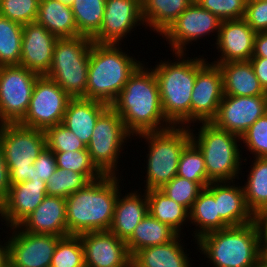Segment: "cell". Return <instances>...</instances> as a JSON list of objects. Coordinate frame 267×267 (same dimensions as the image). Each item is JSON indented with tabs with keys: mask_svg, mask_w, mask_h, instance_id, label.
I'll return each mask as SVG.
<instances>
[{
	"mask_svg": "<svg viewBox=\"0 0 267 267\" xmlns=\"http://www.w3.org/2000/svg\"><path fill=\"white\" fill-rule=\"evenodd\" d=\"M141 63L131 74L117 99L110 105L121 117L132 137L169 129L152 67Z\"/></svg>",
	"mask_w": 267,
	"mask_h": 267,
	"instance_id": "obj_1",
	"label": "cell"
},
{
	"mask_svg": "<svg viewBox=\"0 0 267 267\" xmlns=\"http://www.w3.org/2000/svg\"><path fill=\"white\" fill-rule=\"evenodd\" d=\"M119 178V175H103L66 198L69 235L109 231L120 190Z\"/></svg>",
	"mask_w": 267,
	"mask_h": 267,
	"instance_id": "obj_2",
	"label": "cell"
},
{
	"mask_svg": "<svg viewBox=\"0 0 267 267\" xmlns=\"http://www.w3.org/2000/svg\"><path fill=\"white\" fill-rule=\"evenodd\" d=\"M173 62L161 60L153 67L161 106L172 126L191 127V96L197 71L207 62L203 56L185 57L186 53H172ZM201 57V58H200ZM177 60V61H175ZM175 61V62H174Z\"/></svg>",
	"mask_w": 267,
	"mask_h": 267,
	"instance_id": "obj_3",
	"label": "cell"
},
{
	"mask_svg": "<svg viewBox=\"0 0 267 267\" xmlns=\"http://www.w3.org/2000/svg\"><path fill=\"white\" fill-rule=\"evenodd\" d=\"M195 243L213 267H257L263 262L255 221L207 233Z\"/></svg>",
	"mask_w": 267,
	"mask_h": 267,
	"instance_id": "obj_4",
	"label": "cell"
},
{
	"mask_svg": "<svg viewBox=\"0 0 267 267\" xmlns=\"http://www.w3.org/2000/svg\"><path fill=\"white\" fill-rule=\"evenodd\" d=\"M122 49L119 44L92 43L86 84L87 99L111 105L131 74L144 62Z\"/></svg>",
	"mask_w": 267,
	"mask_h": 267,
	"instance_id": "obj_5",
	"label": "cell"
},
{
	"mask_svg": "<svg viewBox=\"0 0 267 267\" xmlns=\"http://www.w3.org/2000/svg\"><path fill=\"white\" fill-rule=\"evenodd\" d=\"M196 129L198 132L194 133L193 127L190 128L191 141L203 153L207 177L212 182L239 180L244 159L240 154V137L212 122H201Z\"/></svg>",
	"mask_w": 267,
	"mask_h": 267,
	"instance_id": "obj_6",
	"label": "cell"
},
{
	"mask_svg": "<svg viewBox=\"0 0 267 267\" xmlns=\"http://www.w3.org/2000/svg\"><path fill=\"white\" fill-rule=\"evenodd\" d=\"M136 137L144 138L149 148L144 180L146 189L143 190L160 189L177 175L181 153L191 142L190 127L172 126L163 131L142 133Z\"/></svg>",
	"mask_w": 267,
	"mask_h": 267,
	"instance_id": "obj_7",
	"label": "cell"
},
{
	"mask_svg": "<svg viewBox=\"0 0 267 267\" xmlns=\"http://www.w3.org/2000/svg\"><path fill=\"white\" fill-rule=\"evenodd\" d=\"M91 38H58L47 77L55 81L71 98H86Z\"/></svg>",
	"mask_w": 267,
	"mask_h": 267,
	"instance_id": "obj_8",
	"label": "cell"
},
{
	"mask_svg": "<svg viewBox=\"0 0 267 267\" xmlns=\"http://www.w3.org/2000/svg\"><path fill=\"white\" fill-rule=\"evenodd\" d=\"M0 143L10 174V184L31 181L34 160L46 148L45 131L19 123L0 124Z\"/></svg>",
	"mask_w": 267,
	"mask_h": 267,
	"instance_id": "obj_9",
	"label": "cell"
},
{
	"mask_svg": "<svg viewBox=\"0 0 267 267\" xmlns=\"http://www.w3.org/2000/svg\"><path fill=\"white\" fill-rule=\"evenodd\" d=\"M130 136L121 117L111 106L99 116L87 150L91 161L103 175H118V160L125 143L133 139Z\"/></svg>",
	"mask_w": 267,
	"mask_h": 267,
	"instance_id": "obj_10",
	"label": "cell"
},
{
	"mask_svg": "<svg viewBox=\"0 0 267 267\" xmlns=\"http://www.w3.org/2000/svg\"><path fill=\"white\" fill-rule=\"evenodd\" d=\"M39 76L20 65L0 66V124L24 118Z\"/></svg>",
	"mask_w": 267,
	"mask_h": 267,
	"instance_id": "obj_11",
	"label": "cell"
},
{
	"mask_svg": "<svg viewBox=\"0 0 267 267\" xmlns=\"http://www.w3.org/2000/svg\"><path fill=\"white\" fill-rule=\"evenodd\" d=\"M71 97L51 78L39 76L33 87L29 108L19 124L46 130L62 123Z\"/></svg>",
	"mask_w": 267,
	"mask_h": 267,
	"instance_id": "obj_12",
	"label": "cell"
},
{
	"mask_svg": "<svg viewBox=\"0 0 267 267\" xmlns=\"http://www.w3.org/2000/svg\"><path fill=\"white\" fill-rule=\"evenodd\" d=\"M222 20L203 9L195 0L162 34L172 53H186L191 42H197L206 35H214L217 41Z\"/></svg>",
	"mask_w": 267,
	"mask_h": 267,
	"instance_id": "obj_13",
	"label": "cell"
},
{
	"mask_svg": "<svg viewBox=\"0 0 267 267\" xmlns=\"http://www.w3.org/2000/svg\"><path fill=\"white\" fill-rule=\"evenodd\" d=\"M12 232H11V231ZM8 257L14 267H50L58 240L57 235L33 234L19 225L9 227ZM12 235V236H11Z\"/></svg>",
	"mask_w": 267,
	"mask_h": 267,
	"instance_id": "obj_14",
	"label": "cell"
},
{
	"mask_svg": "<svg viewBox=\"0 0 267 267\" xmlns=\"http://www.w3.org/2000/svg\"><path fill=\"white\" fill-rule=\"evenodd\" d=\"M140 25L145 26L142 0H105L102 26L92 41L122 45L123 39H127L128 35L136 30L134 28Z\"/></svg>",
	"mask_w": 267,
	"mask_h": 267,
	"instance_id": "obj_15",
	"label": "cell"
},
{
	"mask_svg": "<svg viewBox=\"0 0 267 267\" xmlns=\"http://www.w3.org/2000/svg\"><path fill=\"white\" fill-rule=\"evenodd\" d=\"M267 113V96L224 95L215 118L216 127L241 138L247 129Z\"/></svg>",
	"mask_w": 267,
	"mask_h": 267,
	"instance_id": "obj_16",
	"label": "cell"
},
{
	"mask_svg": "<svg viewBox=\"0 0 267 267\" xmlns=\"http://www.w3.org/2000/svg\"><path fill=\"white\" fill-rule=\"evenodd\" d=\"M223 77L218 65L208 61L197 71L191 96V123L211 122L223 99Z\"/></svg>",
	"mask_w": 267,
	"mask_h": 267,
	"instance_id": "obj_17",
	"label": "cell"
},
{
	"mask_svg": "<svg viewBox=\"0 0 267 267\" xmlns=\"http://www.w3.org/2000/svg\"><path fill=\"white\" fill-rule=\"evenodd\" d=\"M84 248L85 267H131L126 242L110 231L79 235Z\"/></svg>",
	"mask_w": 267,
	"mask_h": 267,
	"instance_id": "obj_18",
	"label": "cell"
},
{
	"mask_svg": "<svg viewBox=\"0 0 267 267\" xmlns=\"http://www.w3.org/2000/svg\"><path fill=\"white\" fill-rule=\"evenodd\" d=\"M256 34L243 18L222 21L217 41L213 44L221 56L211 63L249 61L253 56Z\"/></svg>",
	"mask_w": 267,
	"mask_h": 267,
	"instance_id": "obj_19",
	"label": "cell"
},
{
	"mask_svg": "<svg viewBox=\"0 0 267 267\" xmlns=\"http://www.w3.org/2000/svg\"><path fill=\"white\" fill-rule=\"evenodd\" d=\"M58 37L37 22L23 25L20 66L42 76L47 75Z\"/></svg>",
	"mask_w": 267,
	"mask_h": 267,
	"instance_id": "obj_20",
	"label": "cell"
},
{
	"mask_svg": "<svg viewBox=\"0 0 267 267\" xmlns=\"http://www.w3.org/2000/svg\"><path fill=\"white\" fill-rule=\"evenodd\" d=\"M43 180H31L11 185L9 194L0 203V220L4 226H18L46 197Z\"/></svg>",
	"mask_w": 267,
	"mask_h": 267,
	"instance_id": "obj_21",
	"label": "cell"
},
{
	"mask_svg": "<svg viewBox=\"0 0 267 267\" xmlns=\"http://www.w3.org/2000/svg\"><path fill=\"white\" fill-rule=\"evenodd\" d=\"M19 226L33 234L68 236L66 222V199L48 196L29 214Z\"/></svg>",
	"mask_w": 267,
	"mask_h": 267,
	"instance_id": "obj_22",
	"label": "cell"
},
{
	"mask_svg": "<svg viewBox=\"0 0 267 267\" xmlns=\"http://www.w3.org/2000/svg\"><path fill=\"white\" fill-rule=\"evenodd\" d=\"M235 181L211 182L206 189L217 202L220 218L230 226H242L254 221V215L245 201L242 186Z\"/></svg>",
	"mask_w": 267,
	"mask_h": 267,
	"instance_id": "obj_23",
	"label": "cell"
},
{
	"mask_svg": "<svg viewBox=\"0 0 267 267\" xmlns=\"http://www.w3.org/2000/svg\"><path fill=\"white\" fill-rule=\"evenodd\" d=\"M121 191L122 189L120 188L109 231L119 239L126 241L132 235L139 222L148 213V202L145 190H143V194L134 190L126 195L124 194V196Z\"/></svg>",
	"mask_w": 267,
	"mask_h": 267,
	"instance_id": "obj_24",
	"label": "cell"
},
{
	"mask_svg": "<svg viewBox=\"0 0 267 267\" xmlns=\"http://www.w3.org/2000/svg\"><path fill=\"white\" fill-rule=\"evenodd\" d=\"M110 105L93 99L71 98L62 124L74 133L86 146L91 139L99 116Z\"/></svg>",
	"mask_w": 267,
	"mask_h": 267,
	"instance_id": "obj_25",
	"label": "cell"
},
{
	"mask_svg": "<svg viewBox=\"0 0 267 267\" xmlns=\"http://www.w3.org/2000/svg\"><path fill=\"white\" fill-rule=\"evenodd\" d=\"M180 237L183 234L168 243L137 251L131 258V267H192Z\"/></svg>",
	"mask_w": 267,
	"mask_h": 267,
	"instance_id": "obj_26",
	"label": "cell"
},
{
	"mask_svg": "<svg viewBox=\"0 0 267 267\" xmlns=\"http://www.w3.org/2000/svg\"><path fill=\"white\" fill-rule=\"evenodd\" d=\"M223 77L224 95L267 96L250 61H232L218 65Z\"/></svg>",
	"mask_w": 267,
	"mask_h": 267,
	"instance_id": "obj_27",
	"label": "cell"
},
{
	"mask_svg": "<svg viewBox=\"0 0 267 267\" xmlns=\"http://www.w3.org/2000/svg\"><path fill=\"white\" fill-rule=\"evenodd\" d=\"M36 22L58 38L79 35L71 6L59 0H40Z\"/></svg>",
	"mask_w": 267,
	"mask_h": 267,
	"instance_id": "obj_28",
	"label": "cell"
},
{
	"mask_svg": "<svg viewBox=\"0 0 267 267\" xmlns=\"http://www.w3.org/2000/svg\"><path fill=\"white\" fill-rule=\"evenodd\" d=\"M177 235L178 233L169 225L158 221L147 213L125 242L132 257L141 249L168 243Z\"/></svg>",
	"mask_w": 267,
	"mask_h": 267,
	"instance_id": "obj_29",
	"label": "cell"
},
{
	"mask_svg": "<svg viewBox=\"0 0 267 267\" xmlns=\"http://www.w3.org/2000/svg\"><path fill=\"white\" fill-rule=\"evenodd\" d=\"M194 0H142L145 28L160 36L191 5Z\"/></svg>",
	"mask_w": 267,
	"mask_h": 267,
	"instance_id": "obj_30",
	"label": "cell"
},
{
	"mask_svg": "<svg viewBox=\"0 0 267 267\" xmlns=\"http://www.w3.org/2000/svg\"><path fill=\"white\" fill-rule=\"evenodd\" d=\"M189 223L195 225L192 236L196 242L207 233L228 228L229 226L220 218L217 202L214 196L204 188L193 202L189 210Z\"/></svg>",
	"mask_w": 267,
	"mask_h": 267,
	"instance_id": "obj_31",
	"label": "cell"
},
{
	"mask_svg": "<svg viewBox=\"0 0 267 267\" xmlns=\"http://www.w3.org/2000/svg\"><path fill=\"white\" fill-rule=\"evenodd\" d=\"M146 192L148 213L158 221L169 225L181 235L183 233L181 232L183 224H188L189 222V211L184 206L170 199L160 189H150Z\"/></svg>",
	"mask_w": 267,
	"mask_h": 267,
	"instance_id": "obj_32",
	"label": "cell"
},
{
	"mask_svg": "<svg viewBox=\"0 0 267 267\" xmlns=\"http://www.w3.org/2000/svg\"><path fill=\"white\" fill-rule=\"evenodd\" d=\"M242 185L245 201L255 216L267 207V158H254Z\"/></svg>",
	"mask_w": 267,
	"mask_h": 267,
	"instance_id": "obj_33",
	"label": "cell"
},
{
	"mask_svg": "<svg viewBox=\"0 0 267 267\" xmlns=\"http://www.w3.org/2000/svg\"><path fill=\"white\" fill-rule=\"evenodd\" d=\"M71 9L78 34L92 39L102 26L105 0H74Z\"/></svg>",
	"mask_w": 267,
	"mask_h": 267,
	"instance_id": "obj_34",
	"label": "cell"
},
{
	"mask_svg": "<svg viewBox=\"0 0 267 267\" xmlns=\"http://www.w3.org/2000/svg\"><path fill=\"white\" fill-rule=\"evenodd\" d=\"M23 25L0 15V66L19 65Z\"/></svg>",
	"mask_w": 267,
	"mask_h": 267,
	"instance_id": "obj_35",
	"label": "cell"
},
{
	"mask_svg": "<svg viewBox=\"0 0 267 267\" xmlns=\"http://www.w3.org/2000/svg\"><path fill=\"white\" fill-rule=\"evenodd\" d=\"M177 176L197 182L203 188L212 182L207 177L203 153L192 141L181 153Z\"/></svg>",
	"mask_w": 267,
	"mask_h": 267,
	"instance_id": "obj_36",
	"label": "cell"
},
{
	"mask_svg": "<svg viewBox=\"0 0 267 267\" xmlns=\"http://www.w3.org/2000/svg\"><path fill=\"white\" fill-rule=\"evenodd\" d=\"M90 182L82 173L57 167L46 183V194L66 199L72 193L86 187Z\"/></svg>",
	"mask_w": 267,
	"mask_h": 267,
	"instance_id": "obj_37",
	"label": "cell"
},
{
	"mask_svg": "<svg viewBox=\"0 0 267 267\" xmlns=\"http://www.w3.org/2000/svg\"><path fill=\"white\" fill-rule=\"evenodd\" d=\"M50 267H85L84 248L79 235H68L58 240Z\"/></svg>",
	"mask_w": 267,
	"mask_h": 267,
	"instance_id": "obj_38",
	"label": "cell"
},
{
	"mask_svg": "<svg viewBox=\"0 0 267 267\" xmlns=\"http://www.w3.org/2000/svg\"><path fill=\"white\" fill-rule=\"evenodd\" d=\"M57 167L84 174L91 182L103 176L91 161L88 150L54 153Z\"/></svg>",
	"mask_w": 267,
	"mask_h": 267,
	"instance_id": "obj_39",
	"label": "cell"
},
{
	"mask_svg": "<svg viewBox=\"0 0 267 267\" xmlns=\"http://www.w3.org/2000/svg\"><path fill=\"white\" fill-rule=\"evenodd\" d=\"M203 189L199 183L177 175L160 188L165 195L184 206L188 211Z\"/></svg>",
	"mask_w": 267,
	"mask_h": 267,
	"instance_id": "obj_40",
	"label": "cell"
},
{
	"mask_svg": "<svg viewBox=\"0 0 267 267\" xmlns=\"http://www.w3.org/2000/svg\"><path fill=\"white\" fill-rule=\"evenodd\" d=\"M45 136L46 147L53 151V153L87 150V146L62 123L47 128Z\"/></svg>",
	"mask_w": 267,
	"mask_h": 267,
	"instance_id": "obj_41",
	"label": "cell"
},
{
	"mask_svg": "<svg viewBox=\"0 0 267 267\" xmlns=\"http://www.w3.org/2000/svg\"><path fill=\"white\" fill-rule=\"evenodd\" d=\"M40 0H0V15L25 25L36 22Z\"/></svg>",
	"mask_w": 267,
	"mask_h": 267,
	"instance_id": "obj_42",
	"label": "cell"
},
{
	"mask_svg": "<svg viewBox=\"0 0 267 267\" xmlns=\"http://www.w3.org/2000/svg\"><path fill=\"white\" fill-rule=\"evenodd\" d=\"M240 139L254 155L253 158H267V113L252 124Z\"/></svg>",
	"mask_w": 267,
	"mask_h": 267,
	"instance_id": "obj_43",
	"label": "cell"
},
{
	"mask_svg": "<svg viewBox=\"0 0 267 267\" xmlns=\"http://www.w3.org/2000/svg\"><path fill=\"white\" fill-rule=\"evenodd\" d=\"M203 9L208 10L220 20L244 18L247 0H195Z\"/></svg>",
	"mask_w": 267,
	"mask_h": 267,
	"instance_id": "obj_44",
	"label": "cell"
},
{
	"mask_svg": "<svg viewBox=\"0 0 267 267\" xmlns=\"http://www.w3.org/2000/svg\"><path fill=\"white\" fill-rule=\"evenodd\" d=\"M243 19L256 33L267 32V0H247Z\"/></svg>",
	"mask_w": 267,
	"mask_h": 267,
	"instance_id": "obj_45",
	"label": "cell"
},
{
	"mask_svg": "<svg viewBox=\"0 0 267 267\" xmlns=\"http://www.w3.org/2000/svg\"><path fill=\"white\" fill-rule=\"evenodd\" d=\"M34 170L31 180H43L47 183L49 177L56 171V157L53 151L47 147L41 151L37 159L34 160Z\"/></svg>",
	"mask_w": 267,
	"mask_h": 267,
	"instance_id": "obj_46",
	"label": "cell"
},
{
	"mask_svg": "<svg viewBox=\"0 0 267 267\" xmlns=\"http://www.w3.org/2000/svg\"><path fill=\"white\" fill-rule=\"evenodd\" d=\"M10 174L6 164L3 149L0 143V203L7 197L10 191Z\"/></svg>",
	"mask_w": 267,
	"mask_h": 267,
	"instance_id": "obj_47",
	"label": "cell"
},
{
	"mask_svg": "<svg viewBox=\"0 0 267 267\" xmlns=\"http://www.w3.org/2000/svg\"><path fill=\"white\" fill-rule=\"evenodd\" d=\"M249 61L261 87L267 93V58H251Z\"/></svg>",
	"mask_w": 267,
	"mask_h": 267,
	"instance_id": "obj_48",
	"label": "cell"
},
{
	"mask_svg": "<svg viewBox=\"0 0 267 267\" xmlns=\"http://www.w3.org/2000/svg\"><path fill=\"white\" fill-rule=\"evenodd\" d=\"M254 221L259 230L261 246H267V207L255 215Z\"/></svg>",
	"mask_w": 267,
	"mask_h": 267,
	"instance_id": "obj_49",
	"label": "cell"
},
{
	"mask_svg": "<svg viewBox=\"0 0 267 267\" xmlns=\"http://www.w3.org/2000/svg\"><path fill=\"white\" fill-rule=\"evenodd\" d=\"M252 58H267V32L256 34Z\"/></svg>",
	"mask_w": 267,
	"mask_h": 267,
	"instance_id": "obj_50",
	"label": "cell"
},
{
	"mask_svg": "<svg viewBox=\"0 0 267 267\" xmlns=\"http://www.w3.org/2000/svg\"><path fill=\"white\" fill-rule=\"evenodd\" d=\"M6 241L4 239L3 241H0V267H4L9 262L7 238H6Z\"/></svg>",
	"mask_w": 267,
	"mask_h": 267,
	"instance_id": "obj_51",
	"label": "cell"
},
{
	"mask_svg": "<svg viewBox=\"0 0 267 267\" xmlns=\"http://www.w3.org/2000/svg\"><path fill=\"white\" fill-rule=\"evenodd\" d=\"M263 251V261L267 264V246H261Z\"/></svg>",
	"mask_w": 267,
	"mask_h": 267,
	"instance_id": "obj_52",
	"label": "cell"
},
{
	"mask_svg": "<svg viewBox=\"0 0 267 267\" xmlns=\"http://www.w3.org/2000/svg\"><path fill=\"white\" fill-rule=\"evenodd\" d=\"M59 1L69 6H71L74 2V0H59Z\"/></svg>",
	"mask_w": 267,
	"mask_h": 267,
	"instance_id": "obj_53",
	"label": "cell"
},
{
	"mask_svg": "<svg viewBox=\"0 0 267 267\" xmlns=\"http://www.w3.org/2000/svg\"><path fill=\"white\" fill-rule=\"evenodd\" d=\"M257 267H267V264L263 261L259 266Z\"/></svg>",
	"mask_w": 267,
	"mask_h": 267,
	"instance_id": "obj_54",
	"label": "cell"
},
{
	"mask_svg": "<svg viewBox=\"0 0 267 267\" xmlns=\"http://www.w3.org/2000/svg\"><path fill=\"white\" fill-rule=\"evenodd\" d=\"M4 267H14L9 262Z\"/></svg>",
	"mask_w": 267,
	"mask_h": 267,
	"instance_id": "obj_55",
	"label": "cell"
}]
</instances>
